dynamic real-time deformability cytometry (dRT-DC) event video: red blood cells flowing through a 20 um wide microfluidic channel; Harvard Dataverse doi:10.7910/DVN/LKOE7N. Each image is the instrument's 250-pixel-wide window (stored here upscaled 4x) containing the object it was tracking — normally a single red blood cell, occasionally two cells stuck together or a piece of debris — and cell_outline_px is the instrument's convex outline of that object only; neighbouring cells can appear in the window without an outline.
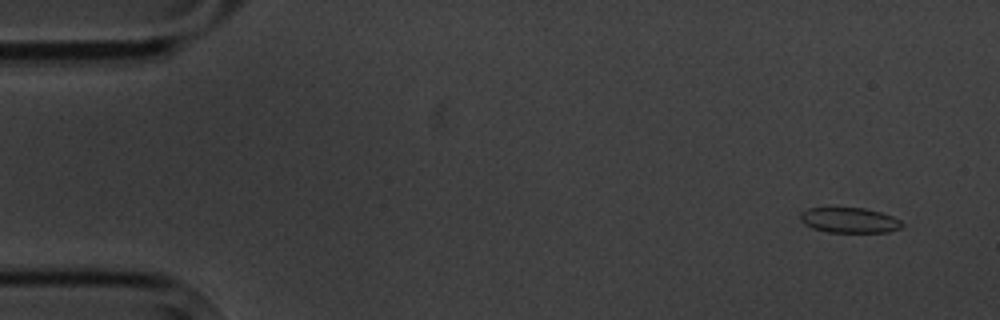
{"species": "common noctule bat (a hibernating species)", "species_latin": "Nyctalus noctula", "temperature_condition": "cold", "stored_images_in_passage": 6, "camera_frame_rate_fps": 3000, "um_per_image_px": 0.085, "animal": {"sex": "male", "body_mass_g": 20.1, "forearm_length_mm": 53.5}, "frame": {"image": 1, "passage_image": 1, "time_ms": 0.0, "image_size_px": [1000, 320], "cell_outline_px": [[904, 224], [900, 228], [888, 232], [828, 232], [812, 228], [804, 224], [800, 220], [800, 212], [808, 208], [864, 208], [880, 212], [892, 216], [900, 220]], "centroid_in_image_um": [72.18, 18.72], "position_along_channel_um": 12.8, "area_um2": 14.97}}
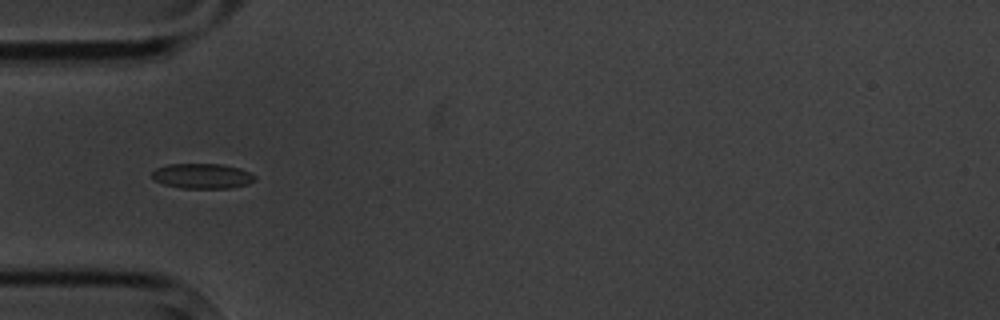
{"frame": {"image": 2, "passage_image": 5, "time_ms": 4.667, "image_size_px": [1000, 320], "cell_outline_px": [[256, 180], [248, 184], [228, 188], [180, 188], [164, 184], [152, 180], [152, 172], [156, 168], [168, 164], [220, 164], [240, 168], [256, 176]], "centroid_in_image_um": [17.17, 14.96], "position_along_channel_um": 67.8, "area_um2": 15.09}}
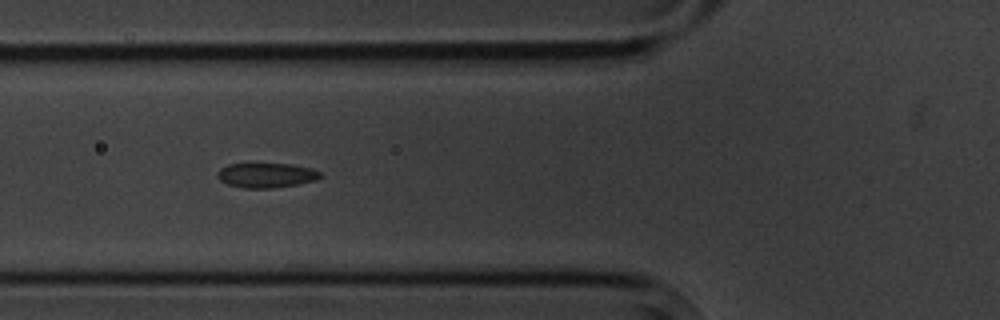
{"frame": {"image": 3, "passage_image": 6, "time_ms": 5.667, "image_size_px": [1000, 320], "cell_outline_px": [[324, 176], [316, 180], [296, 184], [272, 188], [244, 188], [228, 184], [220, 180], [216, 176], [216, 172], [220, 168], [228, 164], [292, 164], [312, 168], [320, 172]], "centroid_in_image_um": [22.64, 14.89], "position_along_channel_um": 103.2, "area_um2": 14.85}}